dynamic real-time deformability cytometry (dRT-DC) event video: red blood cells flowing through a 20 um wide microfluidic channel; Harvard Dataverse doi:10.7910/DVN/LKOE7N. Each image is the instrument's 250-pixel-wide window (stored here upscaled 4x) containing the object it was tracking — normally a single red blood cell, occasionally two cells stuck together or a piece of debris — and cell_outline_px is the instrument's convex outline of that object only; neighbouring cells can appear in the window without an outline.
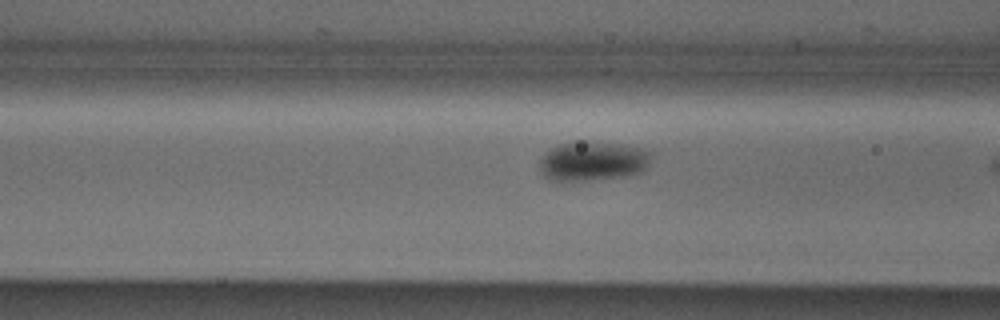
{"species": "Egyptian fruit bat (a non-hibernating species)", "species_latin": "Rousettus aegyptiacus", "temperature_condition": "cold", "stored_images_in_passage": 12, "camera_frame_rate_fps": 3000, "um_per_image_px": 0.085, "animal": {"sex": "male"}, "frame": {"image": 1, "passage_image": 10, "time_ms": 3.0, "image_size_px": [1000, 320], "cell_outline_px": [[652, 156], [644, 168], [636, 172], [612, 176], [576, 180], [552, 180], [544, 176], [540, 172], [540, 160], [556, 144], [576, 140], [584, 140], [624, 144], [640, 148], [652, 152]], "centroid_in_image_um": [50.33, 13.62], "position_along_channel_um": 116.3, "area_um2": 25.09}}